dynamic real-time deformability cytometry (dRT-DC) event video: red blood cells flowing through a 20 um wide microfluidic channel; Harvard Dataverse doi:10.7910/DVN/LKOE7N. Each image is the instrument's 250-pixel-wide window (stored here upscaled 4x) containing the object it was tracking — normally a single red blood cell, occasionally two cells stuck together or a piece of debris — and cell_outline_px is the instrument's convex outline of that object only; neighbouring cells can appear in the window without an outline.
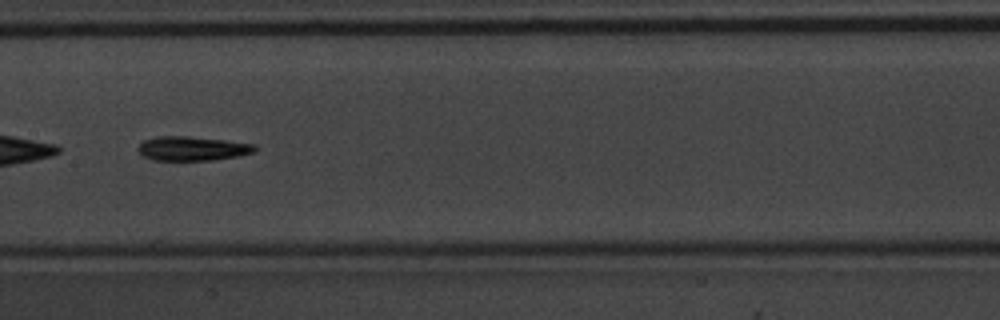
{"species": "common noctule bat (a hibernating species)", "species_latin": "Nyctalus noctula", "temperature_condition": "warm", "stored_images_in_passage": 45, "camera_frame_rate_fps": 3000, "um_per_image_px": 0.085, "animal": {"sex": "male", "body_mass_g": 20.1, "forearm_length_mm": 53.5}, "frame": {"image": 1, "passage_image": 20, "time_ms": 6.333, "image_size_px": [1000, 320], "cell_outline_px": [[256, 148], [252, 152], [240, 156], [212, 160], [152, 160], [144, 156], [136, 148], [144, 140], [156, 136], [188, 136], [224, 140], [256, 144]], "centroid_in_image_um": [16.34, 12.62], "position_along_channel_um": 191.1, "area_um2": 16.47}}
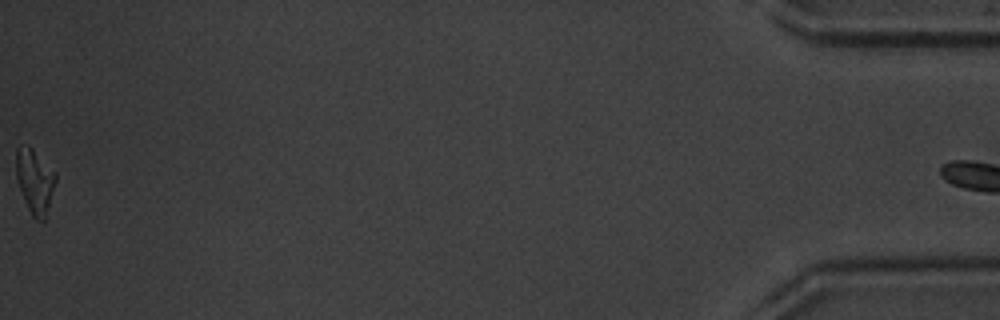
{"frame": {"image": 2, "passage_image": 45, "time_ms": 14.667, "image_size_px": [1000, 320], "cell_outline_px": [[56, 180], [44, 220], [36, 220], [32, 216], [24, 200], [16, 176], [16, 148], [28, 144], [56, 172]], "centroid_in_image_um": [2.95, 15.36], "position_along_channel_um": 432.2, "area_um2": 14.62}, "authors_computed_cell_mechanics": {"area_um2": 15.9528, "velocity_mm_per_s": 4.0338, "shape_relaxation_time_tau1_ms": 4.001, "shape_relaxation_time_tau2_ms": 10.6742, "deformation_change_tau1": 0.1699, "deformation_change_tau2": 0.253}}